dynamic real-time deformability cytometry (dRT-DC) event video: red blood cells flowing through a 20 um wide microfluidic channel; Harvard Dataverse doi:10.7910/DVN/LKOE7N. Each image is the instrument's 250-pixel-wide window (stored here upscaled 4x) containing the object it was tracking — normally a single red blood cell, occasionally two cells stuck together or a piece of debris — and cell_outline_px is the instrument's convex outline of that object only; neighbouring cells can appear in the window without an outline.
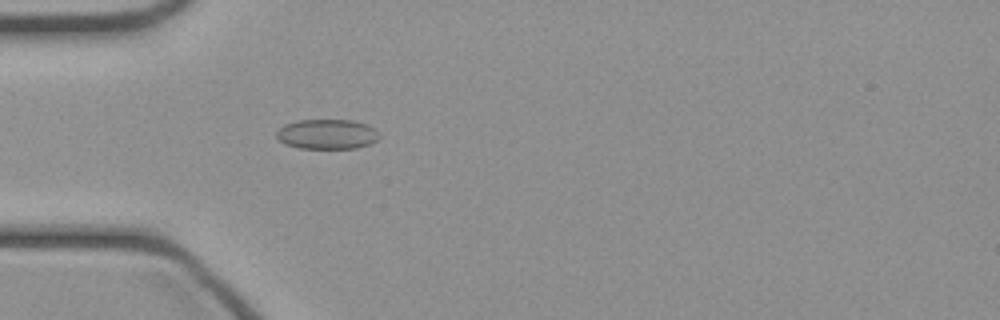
{"species": "common noctule bat (a hibernating species)", "species_latin": "Nyctalus noctula", "temperature_condition": "cold", "stored_images_in_passage": 36, "camera_frame_rate_fps": 3000, "um_per_image_px": 0.085, "animal": {"sex": "female", "body_mass_g": 21.9}, "frame": {"image": 1, "passage_image": 3, "time_ms": 0.667, "image_size_px": [1000, 320], "cell_outline_px": [[380, 136], [376, 140], [368, 144], [356, 148], [300, 148], [288, 144], [280, 140], [276, 136], [276, 132], [284, 124], [300, 120], [352, 120], [368, 124], [376, 128]], "centroid_in_image_um": [27.84, 11.39], "position_along_channel_um": 57.2, "area_um2": 17.8}}
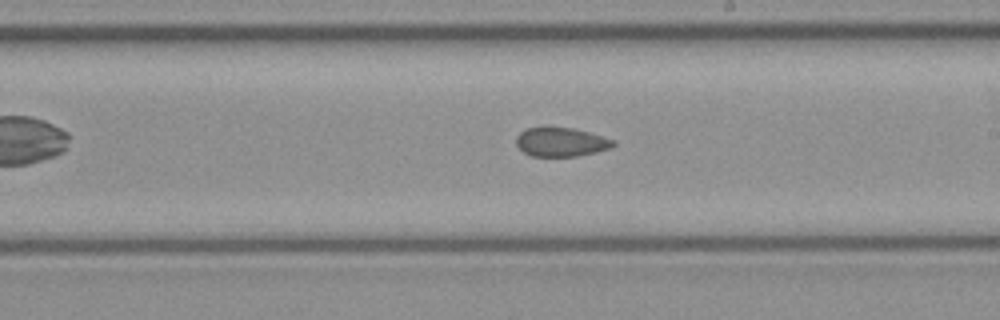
{"frame": {"image": 2, "passage_image": 16, "time_ms": 5.0, "image_size_px": [1000, 320], "cell_outline_px": [[616, 144], [612, 148], [596, 152], [576, 156], [532, 156], [524, 152], [516, 144], [516, 136], [520, 132], [528, 128], [544, 124], [576, 128], [616, 140]], "centroid_in_image_um": [47.69, 12.02], "position_along_channel_um": 241.3, "area_um2": 17.05}}
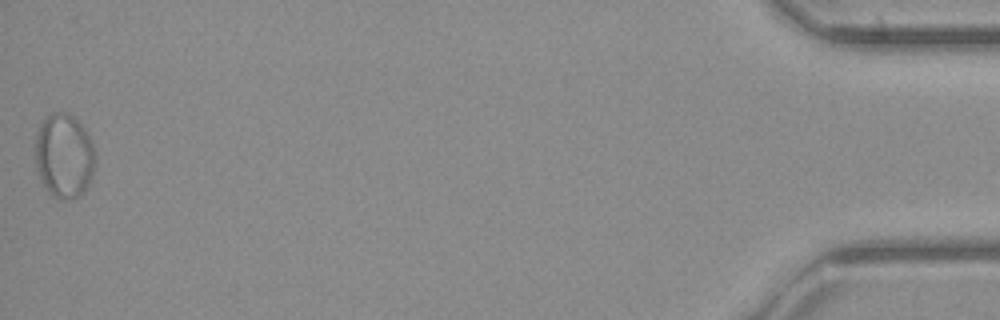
{"frame": {"image": 3, "passage_image": 36, "time_ms": 11.667, "image_size_px": [1000, 320], "cell_outline_px": [[96, 164], [92, 176], [84, 192], [80, 196], [68, 200], [60, 200], [44, 184], [36, 172], [36, 132], [40, 124], [52, 112], [68, 112], [84, 128], [92, 140], [96, 152]], "centroid_in_image_um": [5.48, 13.24], "position_along_channel_um": 429.7, "area_um2": 29.65}}